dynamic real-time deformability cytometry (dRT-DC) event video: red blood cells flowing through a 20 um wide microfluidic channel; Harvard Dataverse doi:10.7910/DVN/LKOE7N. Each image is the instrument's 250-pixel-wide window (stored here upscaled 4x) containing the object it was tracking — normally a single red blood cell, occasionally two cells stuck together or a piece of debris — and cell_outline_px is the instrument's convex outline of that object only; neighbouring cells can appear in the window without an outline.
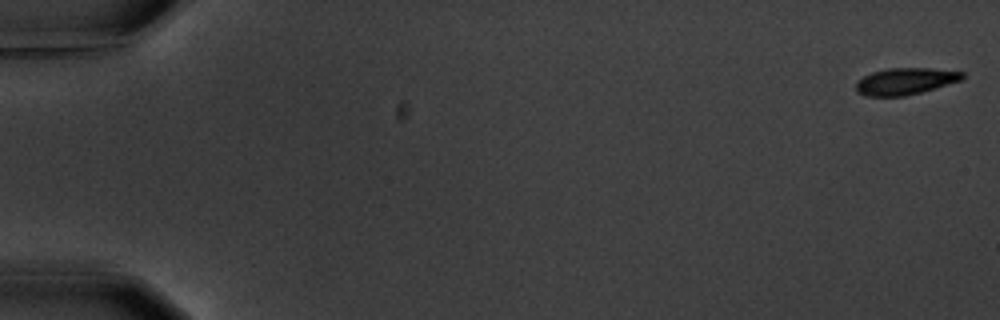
{"species": "common noctule bat (a hibernating species)", "species_latin": "Nyctalus noctula", "temperature_condition": "warm", "stored_images_in_passage": 5, "camera_frame_rate_fps": 3000, "um_per_image_px": 0.085, "animal": {"sex": "male", "body_mass_g": 20.1, "forearm_length_mm": 53.5}, "frame": {"image": 1, "passage_image": 1, "time_ms": 0.0, "image_size_px": [1000, 320], "cell_outline_px": [[964, 76], [960, 80], [920, 92], [904, 96], [868, 96], [856, 92], [856, 80], [872, 72], [888, 68], [928, 68], [964, 72]], "centroid_in_image_um": [76.89, 6.9], "position_along_channel_um": 8.1, "area_um2": 16.36}}
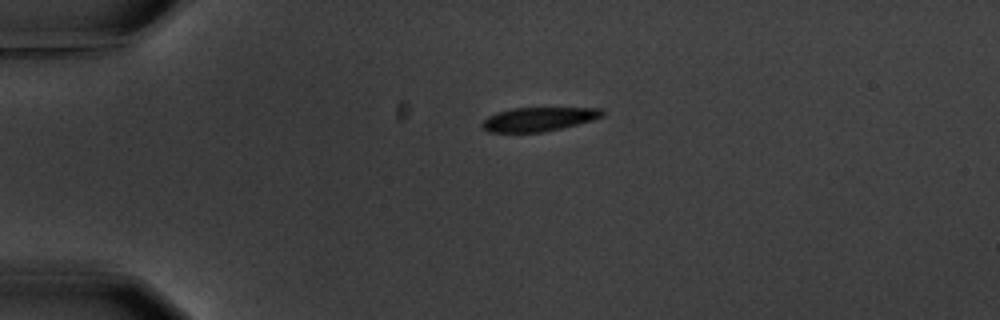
{"frame": {"image": 2, "passage_image": 4, "time_ms": 4.333, "image_size_px": [1000, 320], "cell_outline_px": [[604, 116], [592, 120], [544, 132], [488, 132], [480, 124], [488, 116], [496, 112], [512, 108], [604, 108]], "centroid_in_image_um": [45.78, 10.12], "position_along_channel_um": 39.2, "area_um2": 16.7}}